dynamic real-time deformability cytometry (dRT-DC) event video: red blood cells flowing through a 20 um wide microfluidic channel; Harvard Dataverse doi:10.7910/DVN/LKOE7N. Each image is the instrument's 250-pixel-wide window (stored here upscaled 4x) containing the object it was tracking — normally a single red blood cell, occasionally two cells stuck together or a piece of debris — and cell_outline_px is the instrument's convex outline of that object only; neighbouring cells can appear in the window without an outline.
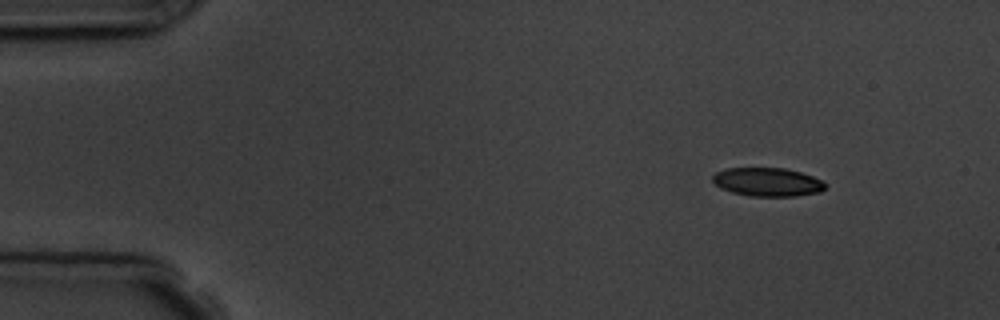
{"species": "common noctule bat (a hibernating species)", "species_latin": "Nyctalus noctula", "temperature_condition": "room temperature", "stored_images_in_passage": 4, "camera_frame_rate_fps": 3000, "um_per_image_px": 0.085, "animal": {"sex": "male", "body_mass_g": 19.5, "forearm_length_mm": 54.6}, "frame": {"image": 1, "passage_image": 1, "time_ms": 0.0, "image_size_px": [1000, 320], "cell_outline_px": [[828, 184], [820, 192], [796, 196], [748, 196], [732, 192], [720, 188], [712, 180], [712, 176], [716, 172], [724, 168], [784, 168], [800, 172], [812, 176]], "centroid_in_image_um": [65.22, 15.47], "position_along_channel_um": 19.8, "area_um2": 18.79}}
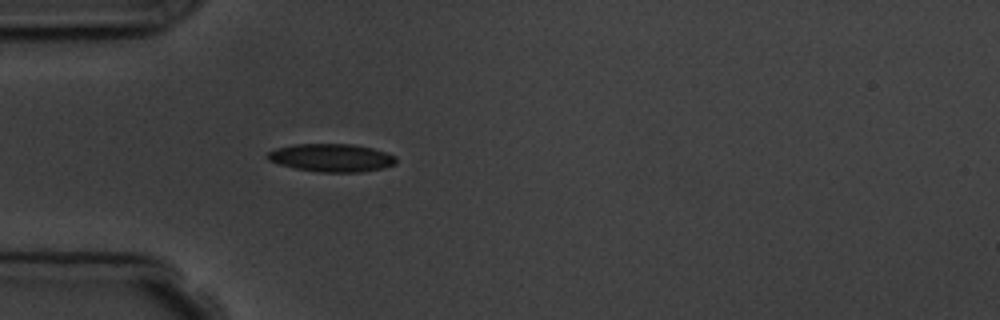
{"frame": {"image": 2, "passage_image": 4, "time_ms": 3.333, "image_size_px": [1000, 320], "cell_outline_px": [[396, 164], [384, 168], [360, 172], [320, 172], [296, 168], [280, 164], [268, 160], [264, 156], [268, 152], [276, 148], [292, 144], [352, 144], [372, 148], [396, 156]], "centroid_in_image_um": [28.16, 13.4], "position_along_channel_um": 56.8, "area_um2": 20.98}}